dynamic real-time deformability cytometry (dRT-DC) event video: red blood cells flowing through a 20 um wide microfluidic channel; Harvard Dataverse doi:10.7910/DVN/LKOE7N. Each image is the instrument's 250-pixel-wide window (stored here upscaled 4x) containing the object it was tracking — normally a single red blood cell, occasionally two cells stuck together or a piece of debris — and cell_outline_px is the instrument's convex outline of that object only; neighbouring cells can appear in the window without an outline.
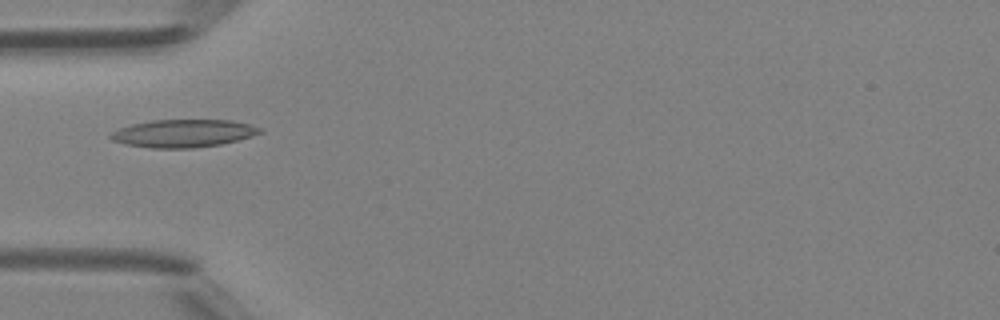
{"species": "Egyptian fruit bat (a non-hibernating species)", "species_latin": "Rousettus aegyptiacus", "temperature_condition": "room temperature", "stored_images_in_passage": 34, "camera_frame_rate_fps": 3000, "um_per_image_px": 0.085, "animal": {"sex": "female"}, "frame": {"image": 1, "passage_image": 2, "time_ms": 0.333, "image_size_px": [1000, 320], "cell_outline_px": [[264, 132], [252, 136], [220, 144], [192, 148], [152, 148], [124, 144], [112, 140], [108, 136], [112, 132], [120, 128], [132, 124], [152, 120], [232, 120], [252, 124], [264, 128]], "centroid_in_image_um": [15.62, 11.33], "position_along_channel_um": 69.4, "area_um2": 24.28}}
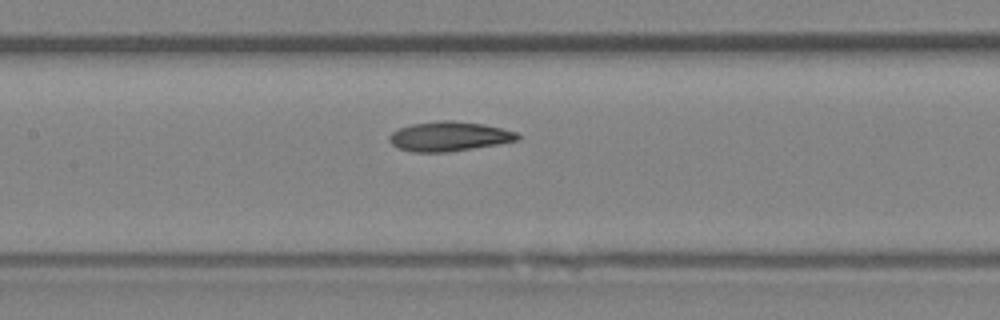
{"frame": {"image": 2, "passage_image": 9, "time_ms": 2.667, "image_size_px": [1000, 320], "cell_outline_px": [[520, 140], [448, 152], [412, 152], [396, 148], [388, 140], [388, 136], [392, 132], [400, 128], [412, 124], [436, 120], [452, 120], [484, 124], [516, 132], [520, 136]], "centroid_in_image_um": [38.14, 11.59], "position_along_channel_um": 169.3, "area_um2": 22.14}}
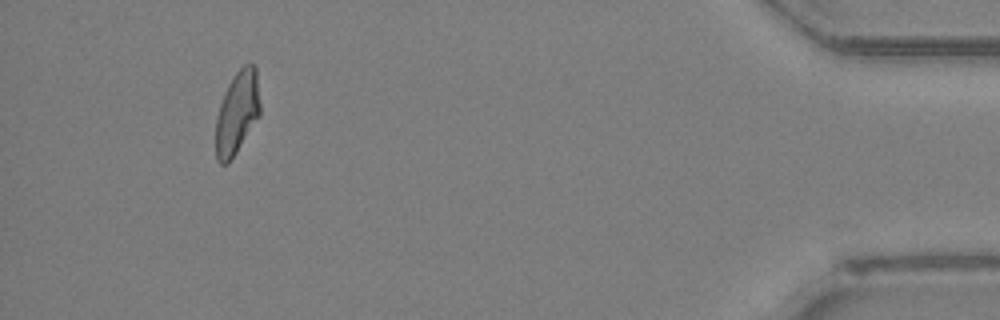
{"frame": {"image": 3, "passage_image": 31, "time_ms": 10.0, "image_size_px": [1000, 320], "cell_outline_px": [[260, 116], [228, 164], [220, 164], [216, 160], [216, 116], [224, 92], [232, 76], [244, 64], [252, 64], [256, 68], [260, 104]], "centroid_in_image_um": [20.15, 9.58], "position_along_channel_um": 415.0, "area_um2": 21.5}, "authors_computed_cell_mechanics": {"area_um2": 21.5883, "velocity_mm_per_s": 4.2953, "shape_relaxation_time_tau1_ms": 8.9042, "shape_relaxation_time_tau2_ms": 2.0191, "deformation_change_tau1": 0.1839, "deformation_change_tau2": 0.0758}}